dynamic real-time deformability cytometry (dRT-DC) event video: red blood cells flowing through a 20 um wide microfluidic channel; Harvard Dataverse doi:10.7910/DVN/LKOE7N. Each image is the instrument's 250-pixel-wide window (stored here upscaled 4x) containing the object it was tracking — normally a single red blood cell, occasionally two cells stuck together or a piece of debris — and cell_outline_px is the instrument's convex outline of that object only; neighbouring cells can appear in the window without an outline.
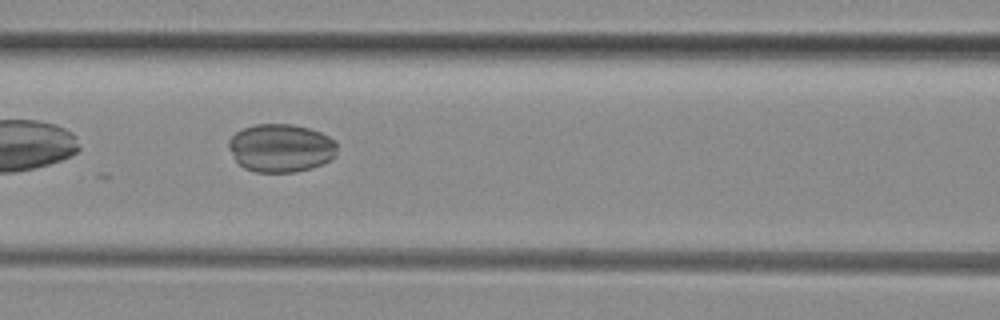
{"species": "common noctule bat (a hibernating species)", "species_latin": "Nyctalus noctula", "temperature_condition": "room temperature", "stored_images_in_passage": 27, "camera_frame_rate_fps": 3000, "um_per_image_px": 0.085, "animal": {"sex": "female", "body_mass_g": 29.2, "forearm_length_mm": 56.3}, "frame": {"image": 1, "passage_image": 21, "time_ms": 6.667, "image_size_px": [1000, 320], "cell_outline_px": [[336, 156], [332, 160], [312, 168], [296, 172], [256, 172], [244, 168], [236, 160], [228, 148], [228, 140], [236, 132], [244, 128], [256, 124], [292, 124], [308, 128], [320, 132], [336, 140]], "centroid_in_image_um": [23.89, 12.58], "position_along_channel_um": 142.7, "area_um2": 30.63}}